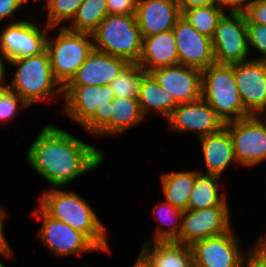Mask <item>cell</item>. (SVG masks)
<instances>
[{
  "label": "cell",
  "mask_w": 266,
  "mask_h": 267,
  "mask_svg": "<svg viewBox=\"0 0 266 267\" xmlns=\"http://www.w3.org/2000/svg\"><path fill=\"white\" fill-rule=\"evenodd\" d=\"M224 11L218 6H203L182 11V17L200 34L213 38L219 18Z\"/></svg>",
  "instance_id": "f1b7e54d"
},
{
  "label": "cell",
  "mask_w": 266,
  "mask_h": 267,
  "mask_svg": "<svg viewBox=\"0 0 266 267\" xmlns=\"http://www.w3.org/2000/svg\"><path fill=\"white\" fill-rule=\"evenodd\" d=\"M6 62H4L1 58H0V88H5L6 85H2V83L5 84V76H6ZM2 82V83H1Z\"/></svg>",
  "instance_id": "b9f144b4"
},
{
  "label": "cell",
  "mask_w": 266,
  "mask_h": 267,
  "mask_svg": "<svg viewBox=\"0 0 266 267\" xmlns=\"http://www.w3.org/2000/svg\"><path fill=\"white\" fill-rule=\"evenodd\" d=\"M248 48L255 49L262 56L254 58L266 61V25L258 23H247Z\"/></svg>",
  "instance_id": "d6a6232c"
},
{
  "label": "cell",
  "mask_w": 266,
  "mask_h": 267,
  "mask_svg": "<svg viewBox=\"0 0 266 267\" xmlns=\"http://www.w3.org/2000/svg\"><path fill=\"white\" fill-rule=\"evenodd\" d=\"M7 64L17 66L18 69L11 83L6 86L16 92L29 107L36 101H53L63 94V88L53 77L47 50L36 56L9 61Z\"/></svg>",
  "instance_id": "277c9868"
},
{
  "label": "cell",
  "mask_w": 266,
  "mask_h": 267,
  "mask_svg": "<svg viewBox=\"0 0 266 267\" xmlns=\"http://www.w3.org/2000/svg\"><path fill=\"white\" fill-rule=\"evenodd\" d=\"M31 212V215L40 217L43 221L37 234L39 239L57 257L71 254H77L80 257L84 252H100L83 233L48 216L40 207Z\"/></svg>",
  "instance_id": "7c38bea8"
},
{
  "label": "cell",
  "mask_w": 266,
  "mask_h": 267,
  "mask_svg": "<svg viewBox=\"0 0 266 267\" xmlns=\"http://www.w3.org/2000/svg\"><path fill=\"white\" fill-rule=\"evenodd\" d=\"M129 62L93 49L66 85H109Z\"/></svg>",
  "instance_id": "d6986e66"
},
{
  "label": "cell",
  "mask_w": 266,
  "mask_h": 267,
  "mask_svg": "<svg viewBox=\"0 0 266 267\" xmlns=\"http://www.w3.org/2000/svg\"><path fill=\"white\" fill-rule=\"evenodd\" d=\"M219 18L212 38L217 64L231 65L248 60L246 16L243 11H228Z\"/></svg>",
  "instance_id": "ba28073f"
},
{
  "label": "cell",
  "mask_w": 266,
  "mask_h": 267,
  "mask_svg": "<svg viewBox=\"0 0 266 267\" xmlns=\"http://www.w3.org/2000/svg\"><path fill=\"white\" fill-rule=\"evenodd\" d=\"M201 145L206 173L222 176L232 163L239 165L234 154L233 143L229 131L224 127L220 132L198 139Z\"/></svg>",
  "instance_id": "ffe728a7"
},
{
  "label": "cell",
  "mask_w": 266,
  "mask_h": 267,
  "mask_svg": "<svg viewBox=\"0 0 266 267\" xmlns=\"http://www.w3.org/2000/svg\"><path fill=\"white\" fill-rule=\"evenodd\" d=\"M231 228L229 206L188 209L183 213L180 236L175 242L191 246L199 240L224 234Z\"/></svg>",
  "instance_id": "4fadbf2b"
},
{
  "label": "cell",
  "mask_w": 266,
  "mask_h": 267,
  "mask_svg": "<svg viewBox=\"0 0 266 267\" xmlns=\"http://www.w3.org/2000/svg\"><path fill=\"white\" fill-rule=\"evenodd\" d=\"M146 73L138 63H129L109 84L115 97L138 98L140 82Z\"/></svg>",
  "instance_id": "f546056e"
},
{
  "label": "cell",
  "mask_w": 266,
  "mask_h": 267,
  "mask_svg": "<svg viewBox=\"0 0 266 267\" xmlns=\"http://www.w3.org/2000/svg\"><path fill=\"white\" fill-rule=\"evenodd\" d=\"M60 28L57 36L47 37L46 50L53 77L63 88L94 49V44L91 33L71 31L65 26Z\"/></svg>",
  "instance_id": "52a82bcc"
},
{
  "label": "cell",
  "mask_w": 266,
  "mask_h": 267,
  "mask_svg": "<svg viewBox=\"0 0 266 267\" xmlns=\"http://www.w3.org/2000/svg\"><path fill=\"white\" fill-rule=\"evenodd\" d=\"M181 12L189 8L213 6L215 5L214 0H177Z\"/></svg>",
  "instance_id": "f35d334b"
},
{
  "label": "cell",
  "mask_w": 266,
  "mask_h": 267,
  "mask_svg": "<svg viewBox=\"0 0 266 267\" xmlns=\"http://www.w3.org/2000/svg\"><path fill=\"white\" fill-rule=\"evenodd\" d=\"M172 30L175 36L179 64L203 71L216 63L212 39L198 33L182 16Z\"/></svg>",
  "instance_id": "e0dca14e"
},
{
  "label": "cell",
  "mask_w": 266,
  "mask_h": 267,
  "mask_svg": "<svg viewBox=\"0 0 266 267\" xmlns=\"http://www.w3.org/2000/svg\"><path fill=\"white\" fill-rule=\"evenodd\" d=\"M138 64L146 72L179 64L173 30L144 37Z\"/></svg>",
  "instance_id": "44dd1931"
},
{
  "label": "cell",
  "mask_w": 266,
  "mask_h": 267,
  "mask_svg": "<svg viewBox=\"0 0 266 267\" xmlns=\"http://www.w3.org/2000/svg\"><path fill=\"white\" fill-rule=\"evenodd\" d=\"M202 98L228 123L250 117L242 103L232 65H210L202 71Z\"/></svg>",
  "instance_id": "8992f818"
},
{
  "label": "cell",
  "mask_w": 266,
  "mask_h": 267,
  "mask_svg": "<svg viewBox=\"0 0 266 267\" xmlns=\"http://www.w3.org/2000/svg\"><path fill=\"white\" fill-rule=\"evenodd\" d=\"M44 26L41 30L33 21L12 19L0 33V58L7 63L43 53L46 50L47 37L55 29L46 24Z\"/></svg>",
  "instance_id": "9c48e42d"
},
{
  "label": "cell",
  "mask_w": 266,
  "mask_h": 267,
  "mask_svg": "<svg viewBox=\"0 0 266 267\" xmlns=\"http://www.w3.org/2000/svg\"><path fill=\"white\" fill-rule=\"evenodd\" d=\"M92 35L94 49L138 63L143 38L135 14H108Z\"/></svg>",
  "instance_id": "5b68a950"
},
{
  "label": "cell",
  "mask_w": 266,
  "mask_h": 267,
  "mask_svg": "<svg viewBox=\"0 0 266 267\" xmlns=\"http://www.w3.org/2000/svg\"><path fill=\"white\" fill-rule=\"evenodd\" d=\"M5 209L0 206V255H3L4 257L10 258L12 254V249L9 245V243L6 240L5 234H4V219L6 212Z\"/></svg>",
  "instance_id": "8d00e7d4"
},
{
  "label": "cell",
  "mask_w": 266,
  "mask_h": 267,
  "mask_svg": "<svg viewBox=\"0 0 266 267\" xmlns=\"http://www.w3.org/2000/svg\"><path fill=\"white\" fill-rule=\"evenodd\" d=\"M199 171H173L161 175L162 191L167 202L181 209L188 210V202L193 189L196 174Z\"/></svg>",
  "instance_id": "d4e9b609"
},
{
  "label": "cell",
  "mask_w": 266,
  "mask_h": 267,
  "mask_svg": "<svg viewBox=\"0 0 266 267\" xmlns=\"http://www.w3.org/2000/svg\"><path fill=\"white\" fill-rule=\"evenodd\" d=\"M108 15L106 0H84L67 29L75 32L93 33Z\"/></svg>",
  "instance_id": "83f0119b"
},
{
  "label": "cell",
  "mask_w": 266,
  "mask_h": 267,
  "mask_svg": "<svg viewBox=\"0 0 266 267\" xmlns=\"http://www.w3.org/2000/svg\"><path fill=\"white\" fill-rule=\"evenodd\" d=\"M63 92L65 115L97 137L111 121V86L65 85Z\"/></svg>",
  "instance_id": "3957f363"
},
{
  "label": "cell",
  "mask_w": 266,
  "mask_h": 267,
  "mask_svg": "<svg viewBox=\"0 0 266 267\" xmlns=\"http://www.w3.org/2000/svg\"><path fill=\"white\" fill-rule=\"evenodd\" d=\"M157 84L172 94L177 104L202 97V71L182 64L151 69L147 72Z\"/></svg>",
  "instance_id": "2e32d148"
},
{
  "label": "cell",
  "mask_w": 266,
  "mask_h": 267,
  "mask_svg": "<svg viewBox=\"0 0 266 267\" xmlns=\"http://www.w3.org/2000/svg\"><path fill=\"white\" fill-rule=\"evenodd\" d=\"M157 209H154L156 220L161 222L163 225H168V229L161 228L159 225L155 229L151 240H146L144 242H164L171 241L175 242L181 232L182 226V217L184 211L179 208H176L167 201L160 202L159 205H155Z\"/></svg>",
  "instance_id": "4316f807"
},
{
  "label": "cell",
  "mask_w": 266,
  "mask_h": 267,
  "mask_svg": "<svg viewBox=\"0 0 266 267\" xmlns=\"http://www.w3.org/2000/svg\"><path fill=\"white\" fill-rule=\"evenodd\" d=\"M256 243L255 246L251 248L252 254L258 258L266 259V235L263 238H258Z\"/></svg>",
  "instance_id": "ab89813d"
},
{
  "label": "cell",
  "mask_w": 266,
  "mask_h": 267,
  "mask_svg": "<svg viewBox=\"0 0 266 267\" xmlns=\"http://www.w3.org/2000/svg\"><path fill=\"white\" fill-rule=\"evenodd\" d=\"M135 15L144 38L172 30L182 12L177 0H138Z\"/></svg>",
  "instance_id": "ac0fdd59"
},
{
  "label": "cell",
  "mask_w": 266,
  "mask_h": 267,
  "mask_svg": "<svg viewBox=\"0 0 266 267\" xmlns=\"http://www.w3.org/2000/svg\"><path fill=\"white\" fill-rule=\"evenodd\" d=\"M171 130L179 132H195L198 139L220 132L224 121L216 111L201 97L200 99L178 106L166 120Z\"/></svg>",
  "instance_id": "9a60e30c"
},
{
  "label": "cell",
  "mask_w": 266,
  "mask_h": 267,
  "mask_svg": "<svg viewBox=\"0 0 266 267\" xmlns=\"http://www.w3.org/2000/svg\"><path fill=\"white\" fill-rule=\"evenodd\" d=\"M246 23L266 25V0H248L243 8Z\"/></svg>",
  "instance_id": "836d02e7"
},
{
  "label": "cell",
  "mask_w": 266,
  "mask_h": 267,
  "mask_svg": "<svg viewBox=\"0 0 266 267\" xmlns=\"http://www.w3.org/2000/svg\"><path fill=\"white\" fill-rule=\"evenodd\" d=\"M46 5L43 7L47 11V22L48 27H59L62 22L69 23L75 17L79 6L84 0H45Z\"/></svg>",
  "instance_id": "4dcf8cb0"
},
{
  "label": "cell",
  "mask_w": 266,
  "mask_h": 267,
  "mask_svg": "<svg viewBox=\"0 0 266 267\" xmlns=\"http://www.w3.org/2000/svg\"><path fill=\"white\" fill-rule=\"evenodd\" d=\"M138 102L144 118L148 112L155 111L167 120L171 112L178 106L172 94L157 84L148 73L140 82Z\"/></svg>",
  "instance_id": "603a6c76"
},
{
  "label": "cell",
  "mask_w": 266,
  "mask_h": 267,
  "mask_svg": "<svg viewBox=\"0 0 266 267\" xmlns=\"http://www.w3.org/2000/svg\"><path fill=\"white\" fill-rule=\"evenodd\" d=\"M250 116L225 123L233 143L235 158L241 166L254 167L266 161V118Z\"/></svg>",
  "instance_id": "30bf717a"
},
{
  "label": "cell",
  "mask_w": 266,
  "mask_h": 267,
  "mask_svg": "<svg viewBox=\"0 0 266 267\" xmlns=\"http://www.w3.org/2000/svg\"><path fill=\"white\" fill-rule=\"evenodd\" d=\"M108 14H136L138 0H106Z\"/></svg>",
  "instance_id": "e575fe53"
},
{
  "label": "cell",
  "mask_w": 266,
  "mask_h": 267,
  "mask_svg": "<svg viewBox=\"0 0 266 267\" xmlns=\"http://www.w3.org/2000/svg\"><path fill=\"white\" fill-rule=\"evenodd\" d=\"M215 6L222 8L224 11L226 8L229 11H243V8L248 0H214Z\"/></svg>",
  "instance_id": "74e56055"
},
{
  "label": "cell",
  "mask_w": 266,
  "mask_h": 267,
  "mask_svg": "<svg viewBox=\"0 0 266 267\" xmlns=\"http://www.w3.org/2000/svg\"><path fill=\"white\" fill-rule=\"evenodd\" d=\"M241 267H266V259H261L251 254Z\"/></svg>",
  "instance_id": "60d3db41"
},
{
  "label": "cell",
  "mask_w": 266,
  "mask_h": 267,
  "mask_svg": "<svg viewBox=\"0 0 266 267\" xmlns=\"http://www.w3.org/2000/svg\"><path fill=\"white\" fill-rule=\"evenodd\" d=\"M27 0H0V21L5 20L6 17H12L17 10L24 5Z\"/></svg>",
  "instance_id": "d590c367"
},
{
  "label": "cell",
  "mask_w": 266,
  "mask_h": 267,
  "mask_svg": "<svg viewBox=\"0 0 266 267\" xmlns=\"http://www.w3.org/2000/svg\"><path fill=\"white\" fill-rule=\"evenodd\" d=\"M50 189L40 196L38 206L48 216L83 233L101 252L110 253L107 229L89 202L73 191Z\"/></svg>",
  "instance_id": "7a4b0ae2"
},
{
  "label": "cell",
  "mask_w": 266,
  "mask_h": 267,
  "mask_svg": "<svg viewBox=\"0 0 266 267\" xmlns=\"http://www.w3.org/2000/svg\"><path fill=\"white\" fill-rule=\"evenodd\" d=\"M239 238L231 228L224 234L208 237L193 243L190 248L195 267H241L252 254L242 253Z\"/></svg>",
  "instance_id": "8fae6325"
},
{
  "label": "cell",
  "mask_w": 266,
  "mask_h": 267,
  "mask_svg": "<svg viewBox=\"0 0 266 267\" xmlns=\"http://www.w3.org/2000/svg\"><path fill=\"white\" fill-rule=\"evenodd\" d=\"M221 178L217 175L196 174V180L191 191L188 209H205L214 206H228L227 196L219 195ZM219 182V183H218Z\"/></svg>",
  "instance_id": "484cf974"
},
{
  "label": "cell",
  "mask_w": 266,
  "mask_h": 267,
  "mask_svg": "<svg viewBox=\"0 0 266 267\" xmlns=\"http://www.w3.org/2000/svg\"><path fill=\"white\" fill-rule=\"evenodd\" d=\"M132 267H149L143 259L138 255Z\"/></svg>",
  "instance_id": "7bdbcfd3"
},
{
  "label": "cell",
  "mask_w": 266,
  "mask_h": 267,
  "mask_svg": "<svg viewBox=\"0 0 266 267\" xmlns=\"http://www.w3.org/2000/svg\"><path fill=\"white\" fill-rule=\"evenodd\" d=\"M99 148L87 144L55 124L41 129L26 154V162L52 188H64L105 160Z\"/></svg>",
  "instance_id": "6da1fadb"
},
{
  "label": "cell",
  "mask_w": 266,
  "mask_h": 267,
  "mask_svg": "<svg viewBox=\"0 0 266 267\" xmlns=\"http://www.w3.org/2000/svg\"><path fill=\"white\" fill-rule=\"evenodd\" d=\"M20 106L24 110L29 108V105L7 86L0 91V121L6 122L13 119L19 112Z\"/></svg>",
  "instance_id": "1f68e13d"
},
{
  "label": "cell",
  "mask_w": 266,
  "mask_h": 267,
  "mask_svg": "<svg viewBox=\"0 0 266 267\" xmlns=\"http://www.w3.org/2000/svg\"><path fill=\"white\" fill-rule=\"evenodd\" d=\"M0 267H6V266L2 263L1 259H0Z\"/></svg>",
  "instance_id": "ee69618b"
},
{
  "label": "cell",
  "mask_w": 266,
  "mask_h": 267,
  "mask_svg": "<svg viewBox=\"0 0 266 267\" xmlns=\"http://www.w3.org/2000/svg\"><path fill=\"white\" fill-rule=\"evenodd\" d=\"M110 113V123L97 136L121 134L137 126L144 118L138 98L115 97L111 101Z\"/></svg>",
  "instance_id": "cb8c5ba5"
},
{
  "label": "cell",
  "mask_w": 266,
  "mask_h": 267,
  "mask_svg": "<svg viewBox=\"0 0 266 267\" xmlns=\"http://www.w3.org/2000/svg\"><path fill=\"white\" fill-rule=\"evenodd\" d=\"M231 65L246 112L266 117V61L249 59Z\"/></svg>",
  "instance_id": "5bb4252c"
},
{
  "label": "cell",
  "mask_w": 266,
  "mask_h": 267,
  "mask_svg": "<svg viewBox=\"0 0 266 267\" xmlns=\"http://www.w3.org/2000/svg\"><path fill=\"white\" fill-rule=\"evenodd\" d=\"M139 256L149 267H195L190 246L176 242H143Z\"/></svg>",
  "instance_id": "7402d4cb"
}]
</instances>
